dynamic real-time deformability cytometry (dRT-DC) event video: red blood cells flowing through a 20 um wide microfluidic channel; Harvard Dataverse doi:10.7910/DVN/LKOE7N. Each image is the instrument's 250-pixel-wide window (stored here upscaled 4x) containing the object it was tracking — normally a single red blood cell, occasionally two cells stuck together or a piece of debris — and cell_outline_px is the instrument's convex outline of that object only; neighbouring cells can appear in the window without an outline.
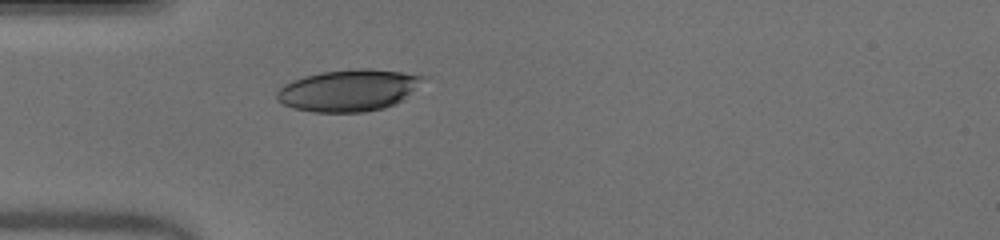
{"species": "human", "species_latin": "Homo sapiens", "temperature_condition": "warm", "stored_images_in_passage": 37, "camera_frame_rate_fps": 3000, "um_per_image_px": 0.085, "donor": {"sex": "male"}, "frame": {"image": 1, "passage_image": 1, "time_ms": 0.0, "image_size_px": [1000, 240], "cell_outline_px": [[432, 76], [404, 100], [396, 104], [384, 108], [364, 112], [312, 112], [296, 108], [284, 104], [276, 96], [276, 92], [284, 84], [292, 80], [304, 76], [320, 72], [356, 68], [368, 68]], "centroid_in_image_um": [29.73, 7.66], "position_along_channel_um": 55.3, "area_um2": 36.01}}
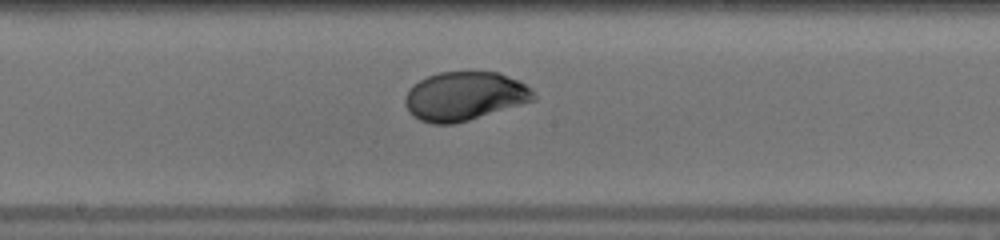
{"frame": {"image": 2, "passage_image": 13, "time_ms": 4.0, "image_size_px": [1000, 240], "cell_outline_px": [[536, 100], [468, 120], [452, 124], [432, 124], [420, 120], [412, 116], [408, 112], [404, 104], [404, 96], [408, 88], [412, 84], [428, 76], [440, 72], [500, 72], [524, 84], [536, 96]], "centroid_in_image_um": [39.42, 8.18], "position_along_channel_um": 208.8, "area_um2": 36.53}}
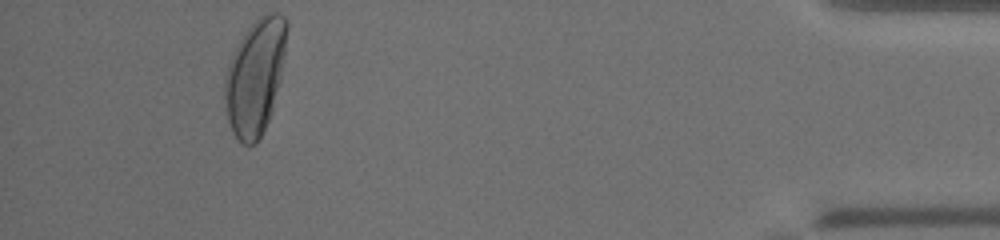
{"frame": {"image": 3, "passage_image": 33, "time_ms": 10.667, "image_size_px": [1000, 240], "cell_outline_px": [[288, 28], [284, 56], [280, 80], [272, 108], [268, 120], [256, 144], [244, 144], [232, 132], [224, 108], [224, 80], [228, 64], [244, 32], [264, 12], [276, 12], [284, 16], [288, 20]], "centroid_in_image_um": [21.69, 6.49], "position_along_channel_um": 413.5, "area_um2": 41.56}, "authors_computed_cell_mechanics": {"area_um2": 36.6452, "velocity_mm_per_s": 4.0126, "shape_relaxation_time_tau1_ms": 4.2627, "shape_relaxation_time_tau2_ms": null, "deformation_change_tau1": 0.204, "deformation_change_tau2": null}}